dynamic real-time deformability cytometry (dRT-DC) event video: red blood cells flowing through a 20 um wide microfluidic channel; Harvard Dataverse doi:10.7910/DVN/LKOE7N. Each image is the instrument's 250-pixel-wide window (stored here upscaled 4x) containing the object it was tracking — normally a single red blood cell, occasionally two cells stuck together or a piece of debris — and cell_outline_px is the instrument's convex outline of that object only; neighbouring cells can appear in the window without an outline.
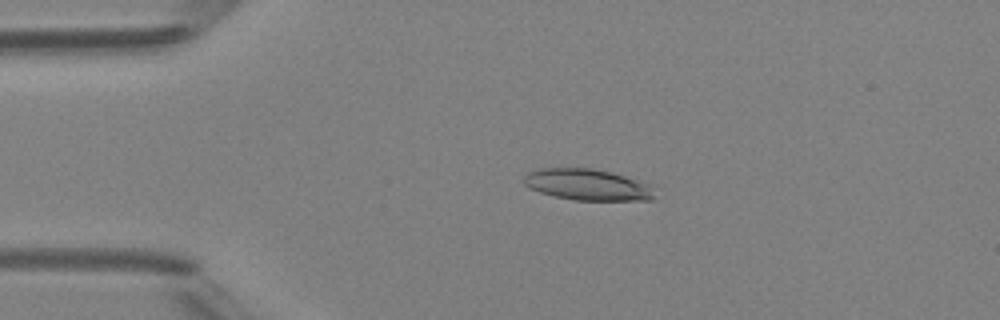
{"species": "Egyptian fruit bat (a non-hibernating species)", "species_latin": "Rousettus aegyptiacus", "temperature_condition": "room temperature", "stored_images_in_passage": 4, "camera_frame_rate_fps": 3000, "um_per_image_px": 0.085, "animal": {"sex": "female"}, "frame": {"image": 1, "passage_image": 3, "time_ms": 2.333, "image_size_px": [1000, 320], "cell_outline_px": [[652, 200], [572, 200], [540, 192], [524, 184], [524, 176], [528, 172], [540, 168], [592, 168], [612, 172], [652, 184]], "centroid_in_image_um": [49.94, 15.69], "position_along_channel_um": 35.1, "area_um2": 23.76}}